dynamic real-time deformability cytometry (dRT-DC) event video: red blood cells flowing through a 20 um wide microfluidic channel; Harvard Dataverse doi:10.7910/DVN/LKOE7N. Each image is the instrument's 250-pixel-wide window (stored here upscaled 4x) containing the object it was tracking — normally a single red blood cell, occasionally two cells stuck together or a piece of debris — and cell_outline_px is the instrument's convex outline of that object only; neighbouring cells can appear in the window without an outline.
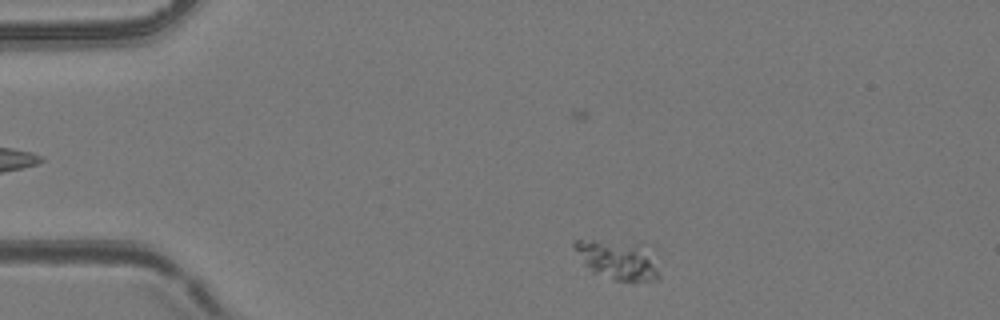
{"species": "common noctule bat (a hibernating species)", "species_latin": "Nyctalus noctula", "temperature_condition": "room temperature", "stored_images_in_passage": 6, "camera_frame_rate_fps": 3000, "um_per_image_px": 0.085, "animal": {"sex": "female", "body_mass_g": 24.6, "forearm_length_mm": 56.2}, "frame": {"image": 1, "passage_image": 6, "time_ms": 1.667, "image_size_px": [1000, 320], "cell_outline_px": [[660, 280], [632, 284], [616, 280], [592, 272], [584, 264], [572, 244], [576, 240], [592, 240], [640, 244], [644, 248], [660, 276]], "centroid_in_image_um": [52.48, 22.16], "position_along_channel_um": 32.5, "area_um2": 18.96}}